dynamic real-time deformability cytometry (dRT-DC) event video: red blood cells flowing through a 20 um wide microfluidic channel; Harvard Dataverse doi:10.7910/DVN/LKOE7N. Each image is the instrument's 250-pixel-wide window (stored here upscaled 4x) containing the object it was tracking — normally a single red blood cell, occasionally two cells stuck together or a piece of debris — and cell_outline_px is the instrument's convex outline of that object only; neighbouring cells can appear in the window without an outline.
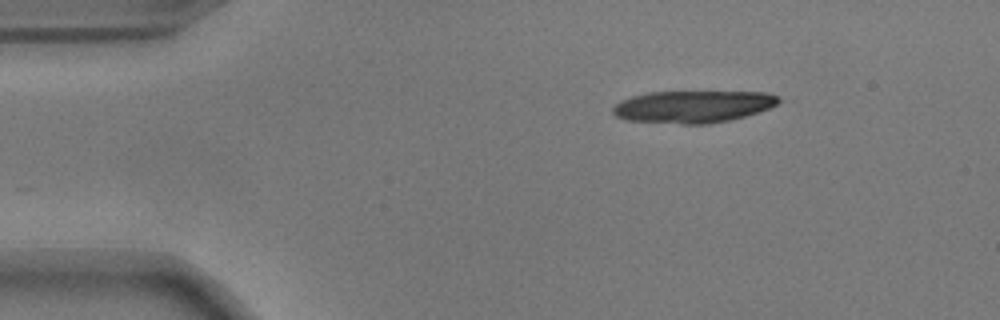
{"species": "common noctule bat (a hibernating species)", "species_latin": "Nyctalus noctula", "temperature_condition": "warm", "stored_images_in_passage": 46, "camera_frame_rate_fps": 3000, "um_per_image_px": 0.085, "animal": {"sex": "male", "body_mass_g": 17.9}, "frame": {"image": 1, "passage_image": 1, "time_ms": 0.0, "image_size_px": [1000, 320], "cell_outline_px": [[784, 100], [768, 108], [744, 116], [728, 120], [708, 124], [680, 124], [628, 120], [616, 116], [612, 112], [612, 108], [620, 100], [632, 96], [648, 92], [768, 92], [780, 96]], "centroid_in_image_um": [58.91, 9.05], "position_along_channel_um": 26.1, "area_um2": 31.04}}
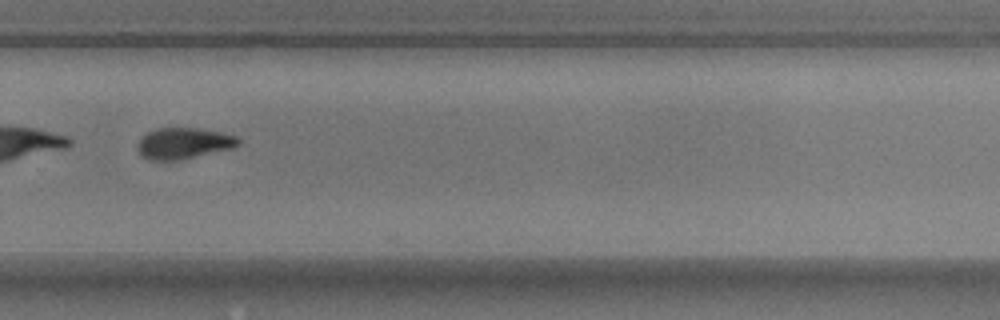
{"frame": {"image": 2, "passage_image": 30, "time_ms": 9.667, "image_size_px": [1000, 320], "cell_outline_px": [[240, 144], [236, 148], [180, 160], [148, 160], [136, 148], [136, 144], [148, 132], [156, 128], [200, 128], [220, 132], [236, 136], [240, 140]], "centroid_in_image_um": [15.65, 12.18], "position_along_channel_um": 314.1, "area_um2": 18.44}, "authors_computed_cell_mechanics": {"area_um2": 20.3167, "velocity_mm_per_s": 3.7073, "shape_relaxation_time_tau1_ms": 2.8916, "shape_relaxation_time_tau2_ms": 11.16, "deformation_change_tau1": 0.122, "deformation_change_tau2": 0.1844}}